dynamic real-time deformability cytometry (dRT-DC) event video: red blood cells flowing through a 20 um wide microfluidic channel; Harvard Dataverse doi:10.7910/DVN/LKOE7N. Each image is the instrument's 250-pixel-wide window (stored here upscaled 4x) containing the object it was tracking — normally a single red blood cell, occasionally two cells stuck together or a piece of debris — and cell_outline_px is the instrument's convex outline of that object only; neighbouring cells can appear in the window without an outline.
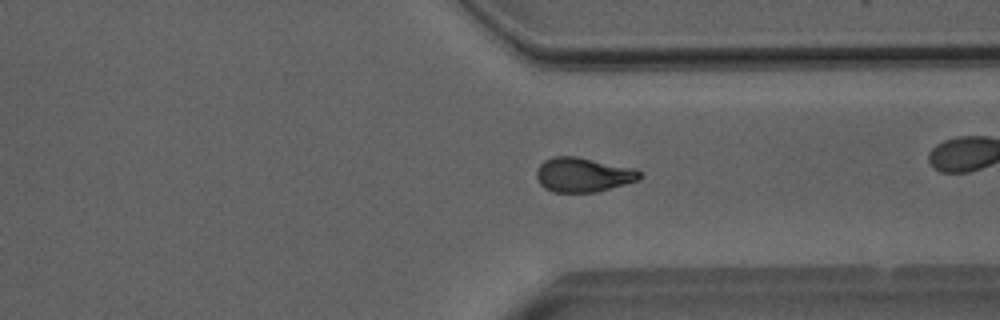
{"species": "Egyptian fruit bat (a non-hibernating species)", "species_latin": "Rousettus aegyptiacus", "temperature_condition": "room temperature", "stored_images_in_passage": 32, "camera_frame_rate_fps": 3000, "um_per_image_px": 0.085, "animal": {"sex": "male"}, "frame": {"image": 1, "passage_image": 19, "time_ms": 6.0, "image_size_px": [1000, 320], "cell_outline_px": [[640, 180], [596, 192], [552, 192], [544, 188], [540, 184], [536, 176], [536, 172], [540, 164], [544, 160], [552, 156], [576, 156], [636, 168], [640, 172]], "centroid_in_image_um": [49.56, 14.85], "position_along_channel_um": 361.8, "area_um2": 20.87}}